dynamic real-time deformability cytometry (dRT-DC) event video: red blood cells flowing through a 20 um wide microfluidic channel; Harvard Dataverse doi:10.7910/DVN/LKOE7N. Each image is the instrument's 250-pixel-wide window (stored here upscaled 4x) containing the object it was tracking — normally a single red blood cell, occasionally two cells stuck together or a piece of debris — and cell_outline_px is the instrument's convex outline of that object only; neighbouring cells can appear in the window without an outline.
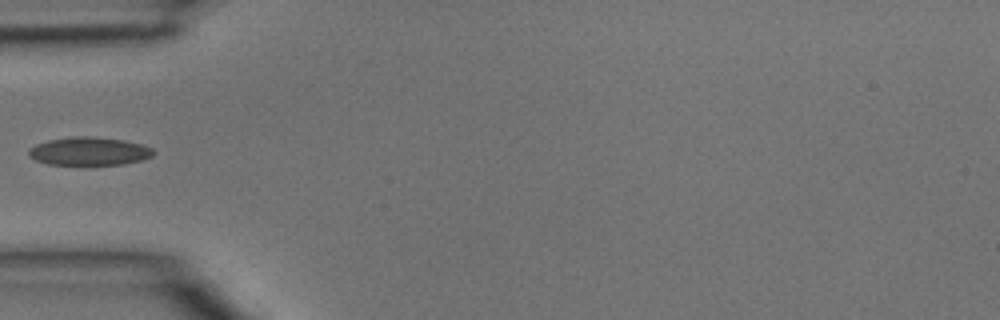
{"species": "common noctule bat (a hibernating species)", "species_latin": "Nyctalus noctula", "temperature_condition": "room temperature", "stored_images_in_passage": 2, "camera_frame_rate_fps": 3000, "um_per_image_px": 0.085, "animal": {"sex": "male", "body_mass_g": 15.6}, "frame": {"image": 1, "passage_image": 2, "time_ms": 0.333, "image_size_px": [1000, 320], "cell_outline_px": [[156, 152], [152, 156], [144, 160], [124, 164], [84, 168], [80, 168], [48, 164], [36, 160], [28, 156], [28, 148], [36, 144], [48, 140], [72, 136], [92, 136], [124, 140], [140, 144], [152, 148]], "centroid_in_image_um": [7.56, 12.91], "position_along_channel_um": 77.4, "area_um2": 21.73}}